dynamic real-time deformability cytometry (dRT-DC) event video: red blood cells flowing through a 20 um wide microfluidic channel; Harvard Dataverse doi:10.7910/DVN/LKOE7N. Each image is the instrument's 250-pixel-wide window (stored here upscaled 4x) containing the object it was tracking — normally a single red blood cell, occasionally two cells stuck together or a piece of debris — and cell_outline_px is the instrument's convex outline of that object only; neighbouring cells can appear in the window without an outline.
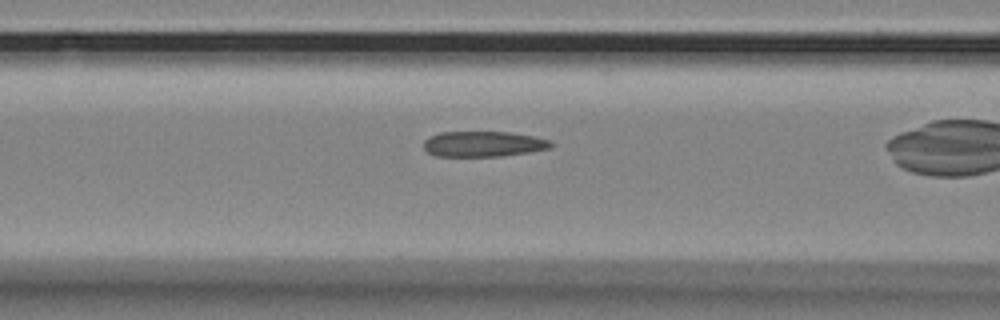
{"species": "Egyptian fruit bat (a non-hibernating species)", "species_latin": "Rousettus aegyptiacus", "temperature_condition": "room temperature", "stored_images_in_passage": 42, "camera_frame_rate_fps": 3000, "um_per_image_px": 0.085, "animal": {"sex": "female"}, "frame": {"image": 1, "passage_image": 20, "time_ms": 6.333, "image_size_px": [1000, 320], "cell_outline_px": [[556, 144], [552, 148], [504, 156], [436, 156], [428, 152], [424, 148], [424, 140], [428, 136], [440, 132], [512, 132], [552, 140]], "centroid_in_image_um": [41.13, 12.23], "position_along_channel_um": 125.5, "area_um2": 19.13}}
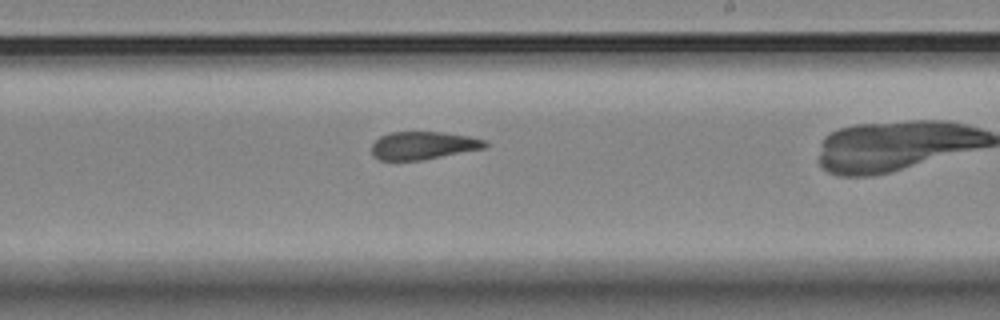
{"frame": {"image": 2, "passage_image": 31, "time_ms": 10.0, "image_size_px": [1000, 320], "cell_outline_px": [[488, 144], [484, 148], [420, 160], [380, 160], [372, 156], [372, 144], [380, 136], [388, 132], [444, 132], [468, 136], [484, 140]], "centroid_in_image_um": [35.92, 12.36], "position_along_channel_um": 253.1, "area_um2": 18.26}}
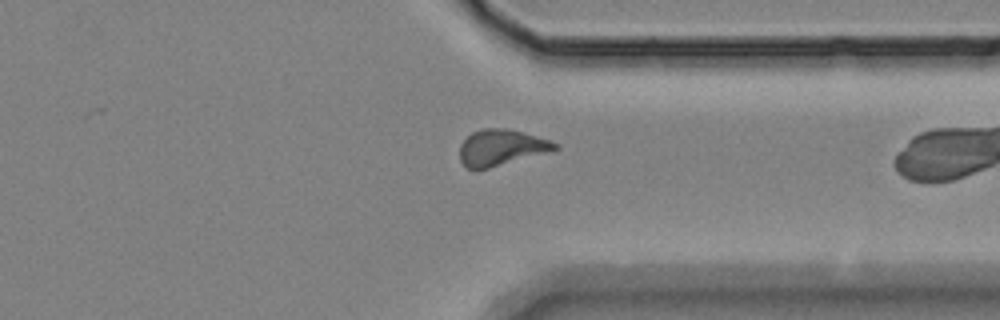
{"frame": {"image": 3, "passage_image": 41, "time_ms": 13.333, "image_size_px": [1000, 320], "cell_outline_px": [[560, 148], [552, 152], [488, 168], [468, 168], [460, 160], [460, 144], [472, 132], [484, 128], [508, 128], [524, 132], [560, 144]], "centroid_in_image_um": [42.66, 12.53], "position_along_channel_um": 368.7, "area_um2": 20.06}}